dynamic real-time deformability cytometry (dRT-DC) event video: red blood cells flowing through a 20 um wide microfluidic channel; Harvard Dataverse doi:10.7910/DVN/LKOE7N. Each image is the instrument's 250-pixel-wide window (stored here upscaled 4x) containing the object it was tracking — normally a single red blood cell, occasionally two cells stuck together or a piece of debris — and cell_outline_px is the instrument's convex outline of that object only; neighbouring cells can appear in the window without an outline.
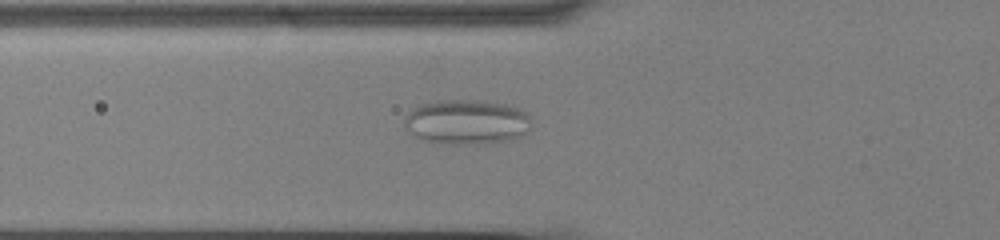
{"species": "common noctule bat (a hibernating species)", "species_latin": "Nyctalus noctula", "temperature_condition": "cold", "stored_images_in_passage": 54, "camera_frame_rate_fps": 3000, "um_per_image_px": 0.085, "animal": {"sex": "male", "body_mass_g": 13.0, "forearm_length_mm": 53.1}, "frame": {"image": 1, "passage_image": 19, "time_ms": 6.0, "image_size_px": [1000, 240], "cell_outline_px": [[532, 128], [524, 136], [508, 140], [476, 144], [448, 144], [424, 140], [408, 132], [404, 128], [404, 120], [408, 112], [420, 104], [436, 100], [480, 100], [504, 104], [520, 108], [528, 112], [532, 120]], "centroid_in_image_um": [39.71, 10.36], "position_along_channel_um": 86.1, "area_um2": 33.7}}
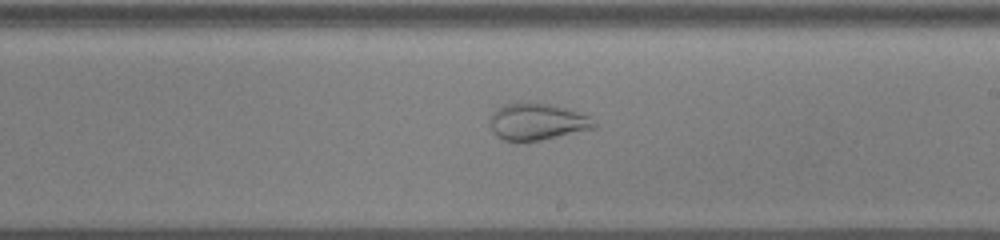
{"frame": {"image": 2, "passage_image": 32, "time_ms": 10.333, "image_size_px": [1000, 240], "cell_outline_px": [[596, 128], [540, 140], [504, 140], [496, 136], [492, 132], [492, 112], [504, 104], [548, 104], [564, 108], [588, 116], [596, 124]], "centroid_in_image_um": [45.66, 10.36], "position_along_channel_um": 243.3, "area_um2": 21.44}}
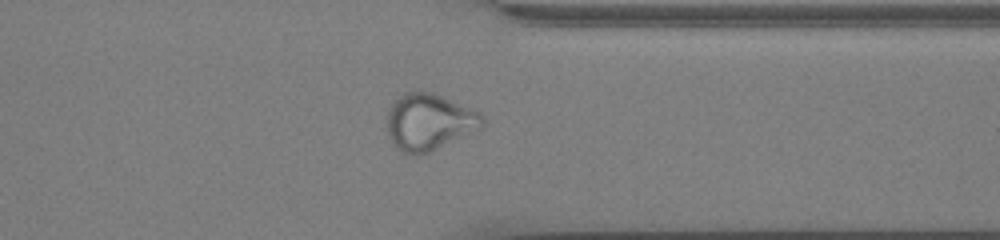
{"frame": {"image": 3, "passage_image": 43, "time_ms": 14.0, "image_size_px": [1000, 240], "cell_outline_px": [[484, 128], [428, 152], [416, 156], [412, 156], [396, 148], [392, 144], [388, 136], [388, 108], [404, 92], [432, 92], [480, 112], [484, 116]], "centroid_in_image_um": [36.49, 10.38], "position_along_channel_um": 374.9, "area_um2": 31.5}}